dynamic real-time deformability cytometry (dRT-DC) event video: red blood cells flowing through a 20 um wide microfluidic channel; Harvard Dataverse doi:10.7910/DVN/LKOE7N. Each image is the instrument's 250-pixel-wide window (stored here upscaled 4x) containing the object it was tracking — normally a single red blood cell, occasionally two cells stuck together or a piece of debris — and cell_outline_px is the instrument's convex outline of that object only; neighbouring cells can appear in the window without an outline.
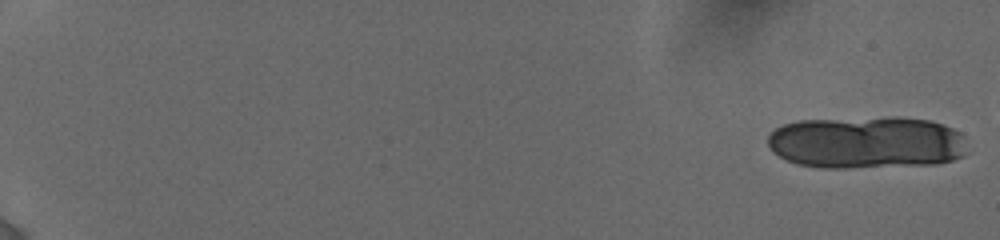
{"species": "human", "species_latin": "Homo sapiens", "temperature_condition": "cold", "stored_images_in_passage": 10, "camera_frame_rate_fps": 3000, "um_per_image_px": 0.085, "donor": {"sex": "female"}, "frame": {"image": 1, "passage_image": 1, "time_ms": 0.0, "image_size_px": [1000, 240], "cell_outline_px": [[968, 152], [964, 156], [952, 160], [936, 164], [848, 168], [824, 168], [796, 164], [772, 152], [768, 144], [768, 132], [784, 124], [800, 120], [888, 116], [896, 116], [932, 120], [944, 124], [960, 132], [964, 136]], "centroid_in_image_um": [73.69, 12.09], "position_along_channel_um": 11.3, "area_um2": 62.08}}